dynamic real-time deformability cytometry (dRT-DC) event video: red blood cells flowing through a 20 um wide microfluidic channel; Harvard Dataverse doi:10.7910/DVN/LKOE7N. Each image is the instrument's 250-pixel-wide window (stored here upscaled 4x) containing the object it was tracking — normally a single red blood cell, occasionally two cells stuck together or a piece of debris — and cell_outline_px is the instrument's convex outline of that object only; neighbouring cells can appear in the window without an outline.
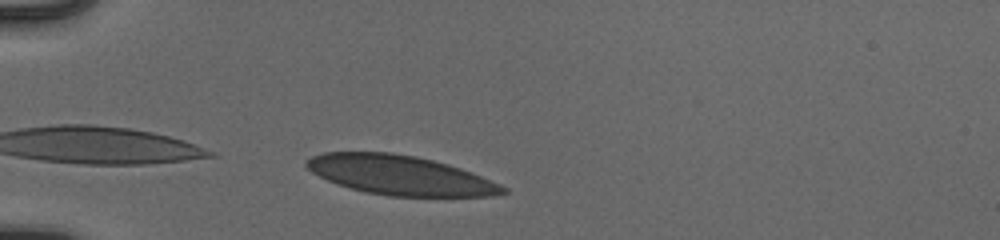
{"species": "human", "species_latin": "Homo sapiens", "temperature_condition": "cold", "stored_images_in_passage": 39, "camera_frame_rate_fps": 3000, "um_per_image_px": 0.085, "donor": {"sex": "male"}, "frame": {"image": 1, "passage_image": 1, "time_ms": 0.0, "image_size_px": [1000, 240], "cell_outline_px": [[508, 192], [492, 196], [388, 196], [368, 192], [352, 188], [328, 180], [304, 168], [304, 164], [312, 156], [324, 152], [392, 152], [416, 156], [448, 164], [460, 168], [500, 184], [508, 188]], "centroid_in_image_um": [34.01, 14.88], "position_along_channel_um": 51.0, "area_um2": 44.8}}
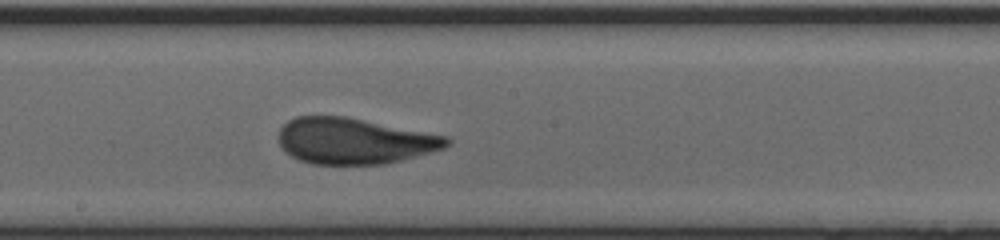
{"frame": {"image": 2, "passage_image": 16, "time_ms": 5.0, "image_size_px": [1000, 240], "cell_outline_px": [[452, 144], [444, 148], [388, 164], [312, 164], [300, 160], [284, 152], [280, 144], [280, 128], [288, 120], [296, 116], [344, 116], [448, 136], [452, 140]], "centroid_in_image_um": [30.13, 11.98], "position_along_channel_um": 218.1, "area_um2": 45.08}}
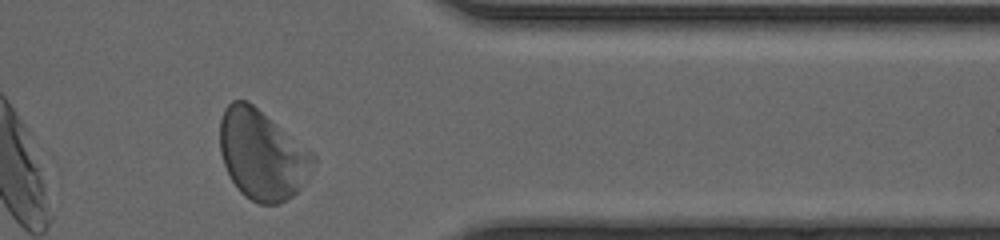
{"frame": {"image": 3, "passage_image": 30, "time_ms": 9.667, "image_size_px": [1000, 240], "cell_outline_px": [[316, 160], [300, 188], [292, 196], [280, 204], [260, 204], [244, 196], [240, 192], [232, 180], [224, 164], [220, 152], [220, 120], [224, 108], [232, 100], [244, 100], [252, 104], [312, 152], [316, 156]], "centroid_in_image_um": [22.25, 13.16], "position_along_channel_um": 389.1, "area_um2": 48.21}, "authors_computed_cell_mechanics": {"area_um2": 45.373, "velocity_mm_per_s": 3.8565, "shape_relaxation_time_tau1_ms": 3.7999, "shape_relaxation_time_tau2_ms": null, "deformation_change_tau1": 0.1151, "deformation_change_tau2": null}}